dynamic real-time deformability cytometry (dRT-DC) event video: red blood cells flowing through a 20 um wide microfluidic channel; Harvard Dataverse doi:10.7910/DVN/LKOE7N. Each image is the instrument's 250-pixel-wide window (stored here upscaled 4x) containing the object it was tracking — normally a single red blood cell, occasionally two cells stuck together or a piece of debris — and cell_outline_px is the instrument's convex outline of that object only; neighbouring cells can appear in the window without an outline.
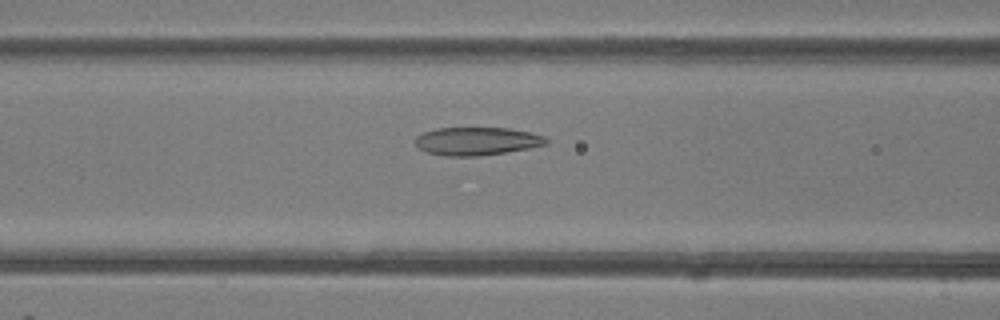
{"species": "common noctule bat (a hibernating species)", "species_latin": "Nyctalus noctula", "temperature_condition": "room temperature", "stored_images_in_passage": 16, "camera_frame_rate_fps": 3000, "um_per_image_px": 0.085, "animal": {"sex": "female"}, "frame": {"image": 1, "passage_image": 14, "time_ms": 4.333, "image_size_px": [1000, 320], "cell_outline_px": [[548, 144], [532, 148], [480, 156], [444, 156], [428, 152], [420, 148], [412, 140], [416, 136], [424, 132], [436, 128], [508, 128], [532, 132], [544, 136], [548, 140]], "centroid_in_image_um": [40.55, 12.0], "position_along_channel_um": 126.0, "area_um2": 21.62}}